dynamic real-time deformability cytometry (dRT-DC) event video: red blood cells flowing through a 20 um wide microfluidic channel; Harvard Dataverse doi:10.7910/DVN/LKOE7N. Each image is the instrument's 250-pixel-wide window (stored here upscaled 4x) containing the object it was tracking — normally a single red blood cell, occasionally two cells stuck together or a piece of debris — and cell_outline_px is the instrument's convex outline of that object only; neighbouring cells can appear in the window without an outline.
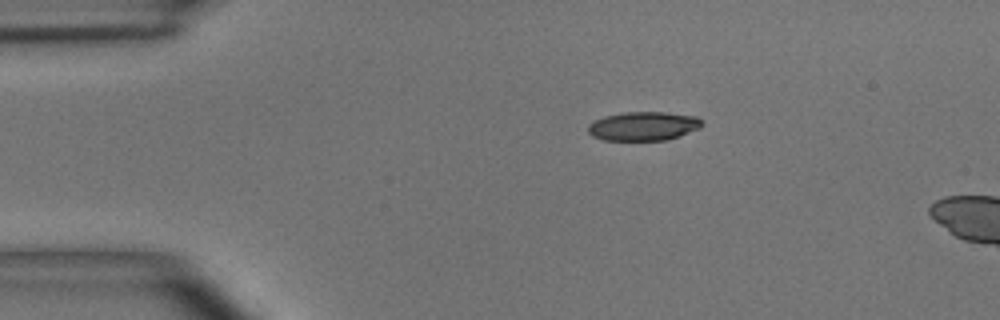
{"species": "common noctule bat (a hibernating species)", "species_latin": "Nyctalus noctula", "temperature_condition": "room temperature", "stored_images_in_passage": 4, "camera_frame_rate_fps": 3000, "um_per_image_px": 0.085, "animal": {"sex": "male", "body_mass_g": 15.6}, "frame": {"image": 1, "passage_image": 4, "time_ms": 4.333, "image_size_px": [1000, 320], "cell_outline_px": [[704, 124], [700, 128], [680, 136], [664, 140], [604, 140], [592, 136], [588, 132], [588, 124], [604, 116], [624, 112], [664, 112], [696, 116], [704, 120]], "centroid_in_image_um": [54.72, 10.72], "position_along_channel_um": 30.3, "area_um2": 19.31}}